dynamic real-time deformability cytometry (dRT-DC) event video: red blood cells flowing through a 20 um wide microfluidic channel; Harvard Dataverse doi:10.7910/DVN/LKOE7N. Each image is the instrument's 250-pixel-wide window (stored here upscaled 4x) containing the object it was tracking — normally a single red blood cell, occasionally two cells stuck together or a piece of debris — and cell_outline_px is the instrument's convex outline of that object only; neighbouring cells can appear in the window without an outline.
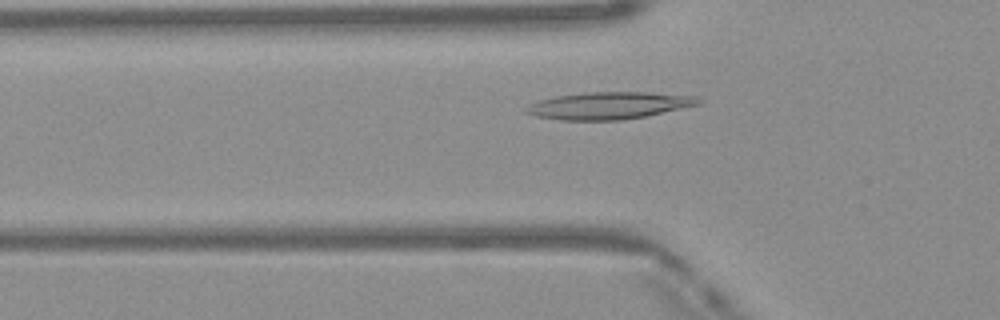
{"species": "Egyptian fruit bat (a non-hibernating species)", "species_latin": "Rousettus aegyptiacus", "temperature_condition": "warm", "stored_images_in_passage": 32, "camera_frame_rate_fps": 3000, "um_per_image_px": 0.085, "frame": {"image": 1, "passage_image": 3, "time_ms": 0.667, "image_size_px": [1000, 320], "cell_outline_px": [[704, 100], [700, 104], [648, 116], [620, 120], [560, 120], [536, 116], [524, 112], [524, 108], [528, 104], [540, 100], [556, 96], [588, 92], [648, 92], [696, 96]], "centroid_in_image_um": [51.77, 8.97], "position_along_channel_um": 74.0, "area_um2": 27.4}}
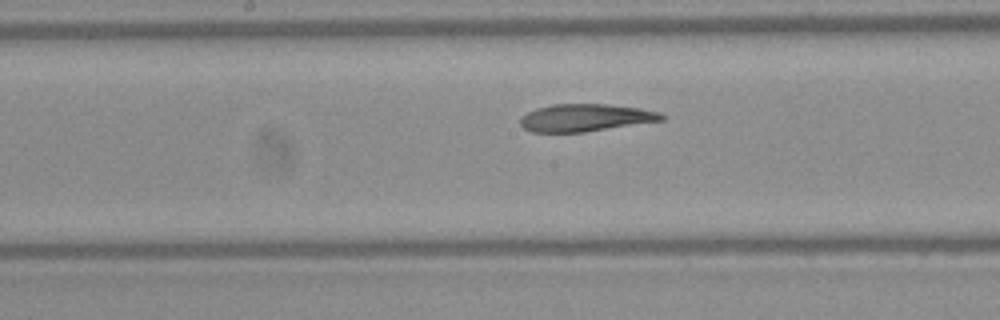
{"frame": {"image": 2, "passage_image": 12, "time_ms": 3.667, "image_size_px": [1000, 320], "cell_outline_px": [[664, 120], [584, 132], [532, 132], [524, 128], [520, 124], [520, 116], [536, 108], [552, 104], [608, 104], [640, 108], [660, 112], [664, 116]], "centroid_in_image_um": [49.74, 10.0], "position_along_channel_um": 198.5, "area_um2": 22.6}}
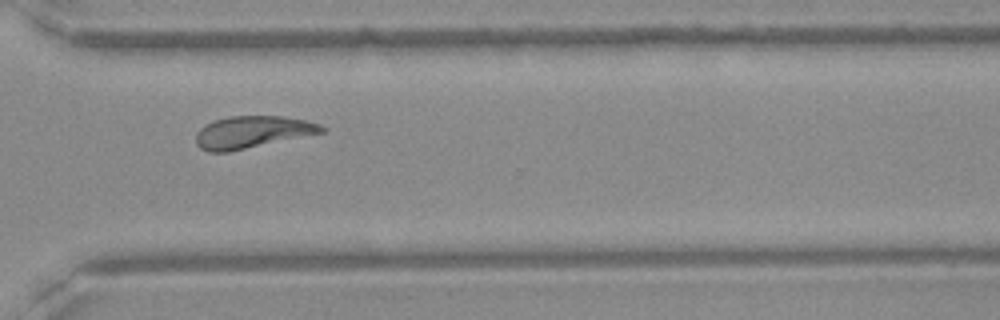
{"frame": {"image": 3, "passage_image": 23, "time_ms": 7.333, "image_size_px": [1000, 320], "cell_outline_px": [[328, 128], [324, 132], [228, 152], [208, 152], [200, 148], [196, 144], [196, 132], [200, 128], [216, 120], [228, 116], [280, 116], [308, 120], [320, 124]], "centroid_in_image_um": [21.46, 11.22], "position_along_channel_um": 349.1, "area_um2": 23.47}, "authors_computed_cell_mechanics": {"area_um2": 23.7269, "velocity_mm_per_s": 4.1107, "shape_relaxation_time_tau1_ms": null, "shape_relaxation_time_tau2_ms": 3.7299, "deformation_change_tau1": null, "deformation_change_tau2": 0.1241}}